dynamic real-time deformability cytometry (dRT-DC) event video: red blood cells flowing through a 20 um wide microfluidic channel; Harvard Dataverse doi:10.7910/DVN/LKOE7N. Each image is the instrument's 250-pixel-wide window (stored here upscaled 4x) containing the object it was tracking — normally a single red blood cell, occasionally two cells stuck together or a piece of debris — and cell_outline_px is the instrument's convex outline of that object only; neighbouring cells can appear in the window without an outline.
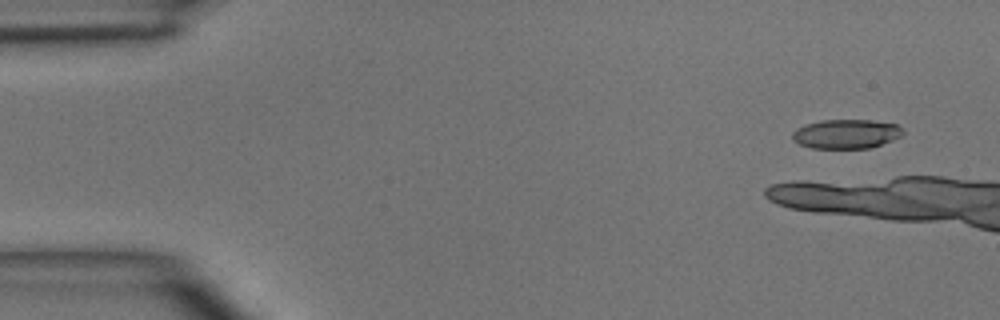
{"species": "common noctule bat (a hibernating species)", "species_latin": "Nyctalus noctula", "temperature_condition": "room temperature", "stored_images_in_passage": 6, "camera_frame_rate_fps": 3000, "um_per_image_px": 0.085, "animal": {"sex": "male", "body_mass_g": 15.6}, "frame": {"image": 1, "passage_image": 1, "time_ms": 0.0, "image_size_px": [1000, 320], "cell_outline_px": [[904, 132], [900, 136], [892, 140], [868, 148], [812, 148], [800, 144], [792, 140], [792, 132], [796, 128], [804, 124], [820, 120], [872, 120], [896, 124]], "centroid_in_image_um": [71.87, 11.37], "position_along_channel_um": 13.1, "area_um2": 18.79}}